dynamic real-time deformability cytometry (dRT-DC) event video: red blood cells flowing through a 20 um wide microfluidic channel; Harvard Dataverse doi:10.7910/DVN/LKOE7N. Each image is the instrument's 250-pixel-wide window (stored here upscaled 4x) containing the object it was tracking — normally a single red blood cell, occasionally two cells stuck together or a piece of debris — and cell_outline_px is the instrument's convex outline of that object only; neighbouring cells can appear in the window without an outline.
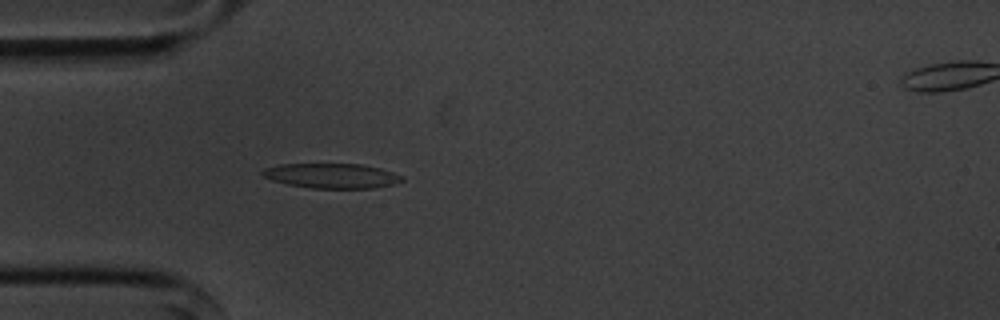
{"species": "common noctule bat (a hibernating species)", "species_latin": "Nyctalus noctula", "temperature_condition": "cold", "stored_images_in_passage": 50, "camera_frame_rate_fps": 3000, "um_per_image_px": 0.085, "animal": {"sex": "male", "body_mass_g": 20.1, "forearm_length_mm": 53.5}, "frame": {"image": 1, "passage_image": 11, "time_ms": 3.333, "image_size_px": [1000, 320], "cell_outline_px": [[404, 180], [392, 184], [372, 188], [312, 188], [288, 184], [272, 180], [264, 176], [260, 172], [264, 168], [280, 164], [360, 164], [380, 168], [404, 176]], "centroid_in_image_um": [28.19, 14.94], "position_along_channel_um": 56.8, "area_um2": 20.06}}
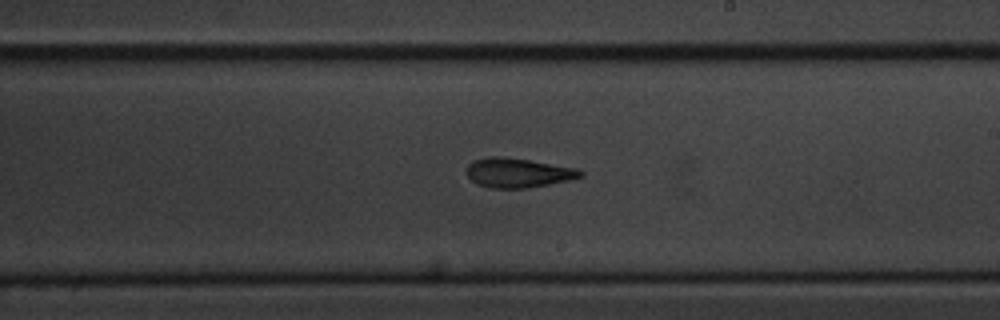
{"frame": {"image": 2, "passage_image": 27, "time_ms": 8.667, "image_size_px": [1000, 320], "cell_outline_px": [[584, 176], [568, 180], [528, 188], [492, 188], [476, 184], [468, 176], [468, 164], [472, 160], [488, 156], [500, 156], [528, 160], [576, 168], [584, 172]], "centroid_in_image_um": [44.01, 14.68], "position_along_channel_um": 245.0, "area_um2": 19.42}}
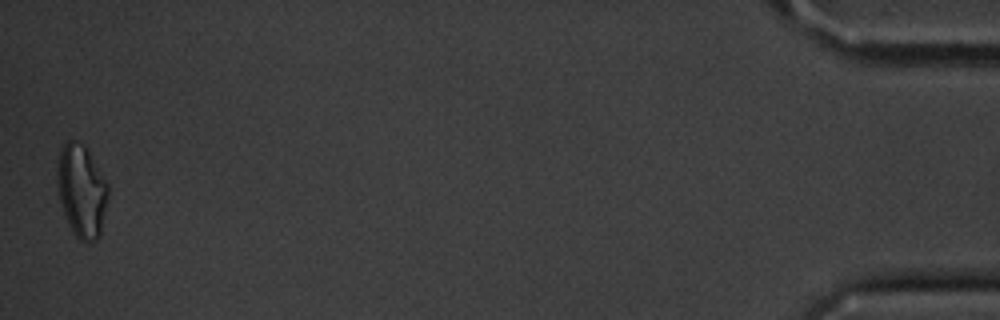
{"frame": {"image": 3, "passage_image": 50, "time_ms": 16.333, "image_size_px": [1000, 320], "cell_outline_px": [[108, 196], [100, 236], [96, 240], [88, 244], [80, 240], [72, 232], [64, 212], [60, 200], [56, 180], [56, 168], [60, 152], [64, 144], [68, 140], [76, 140], [84, 144], [108, 184]], "centroid_in_image_um": [6.93, 16.24], "position_along_channel_um": 428.3, "area_um2": 27.51}, "authors_computed_cell_mechanics": {"area_um2": 20.2878, "velocity_mm_per_s": 3.5877, "shape_relaxation_time_tau1_ms": 3.979, "shape_relaxation_time_tau2_ms": 4.451, "deformation_change_tau1": 0.12, "deformation_change_tau2": 0.1496}}